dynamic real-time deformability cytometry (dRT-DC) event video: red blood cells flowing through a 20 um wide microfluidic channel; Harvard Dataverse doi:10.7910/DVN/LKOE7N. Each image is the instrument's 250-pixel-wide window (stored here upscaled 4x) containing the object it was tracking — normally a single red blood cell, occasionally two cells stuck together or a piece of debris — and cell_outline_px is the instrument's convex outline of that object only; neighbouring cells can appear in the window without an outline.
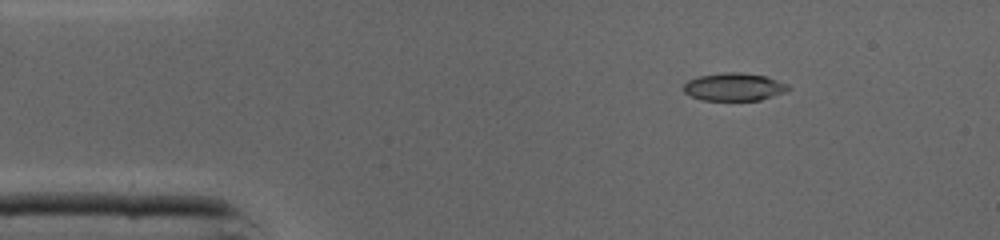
{"species": "common noctule bat (a hibernating species)", "species_latin": "Nyctalus noctula", "temperature_condition": "cold", "stored_images_in_passage": 2, "camera_frame_rate_fps": 3000, "um_per_image_px": 0.085, "animal": {"sex": "male", "body_mass_g": 19.0, "forearm_length_mm": 50.8}, "frame": {"image": 1, "passage_image": 1, "time_ms": 0.0, "image_size_px": [1000, 240], "cell_outline_px": [[792, 88], [784, 92], [760, 100], [704, 100], [692, 96], [684, 92], [684, 84], [688, 80], [700, 76], [724, 72], [740, 72], [764, 76], [788, 84]], "centroid_in_image_um": [62.4, 7.38], "position_along_channel_um": 22.6, "area_um2": 16.76}}